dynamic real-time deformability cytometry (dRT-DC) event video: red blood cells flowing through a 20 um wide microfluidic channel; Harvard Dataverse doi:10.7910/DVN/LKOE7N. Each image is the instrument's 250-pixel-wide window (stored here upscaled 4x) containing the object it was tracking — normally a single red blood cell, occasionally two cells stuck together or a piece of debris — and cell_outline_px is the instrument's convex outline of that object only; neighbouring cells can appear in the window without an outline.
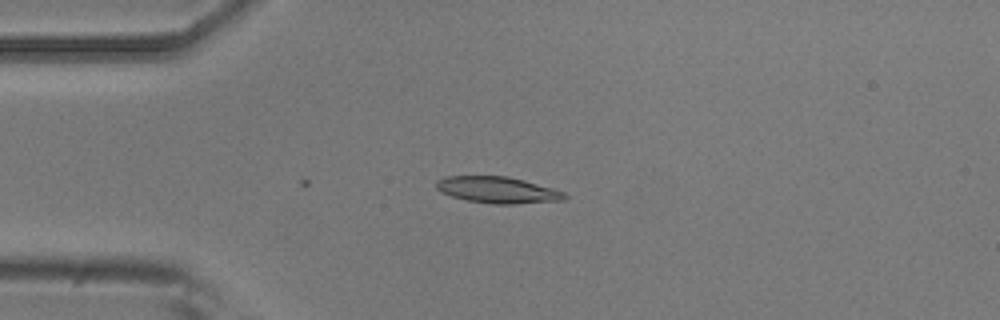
{"species": "common noctule bat (a hibernating species)", "species_latin": "Nyctalus noctula", "temperature_condition": "room temperature", "stored_images_in_passage": 6, "camera_frame_rate_fps": 3000, "um_per_image_px": 0.085, "animal": {"sex": "male", "body_mass_g": 20.5, "forearm_length_mm": 52.5}, "frame": {"image": 1, "passage_image": 4, "time_ms": 4.0, "image_size_px": [1000, 320], "cell_outline_px": [[568, 196], [564, 200], [512, 204], [492, 204], [468, 200], [452, 196], [440, 192], [436, 188], [436, 180], [444, 176], [508, 176], [524, 180], [552, 188], [564, 192]], "centroid_in_image_um": [42.28, 16.14], "position_along_channel_um": 42.7, "area_um2": 19.77}}
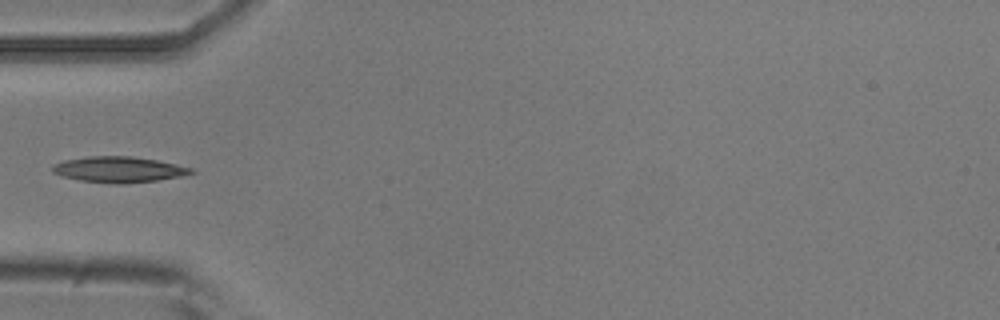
{"frame": {"image": 2, "passage_image": 5, "time_ms": 5.333, "image_size_px": [1000, 320], "cell_outline_px": [[196, 172], [180, 176], [156, 180], [124, 184], [112, 184], [80, 180], [60, 176], [52, 172], [52, 168], [56, 164], [64, 160], [88, 156], [132, 156], [156, 160], [176, 164], [192, 168]], "centroid_in_image_um": [10.08, 14.41], "position_along_channel_um": 74.9, "area_um2": 20.81}}
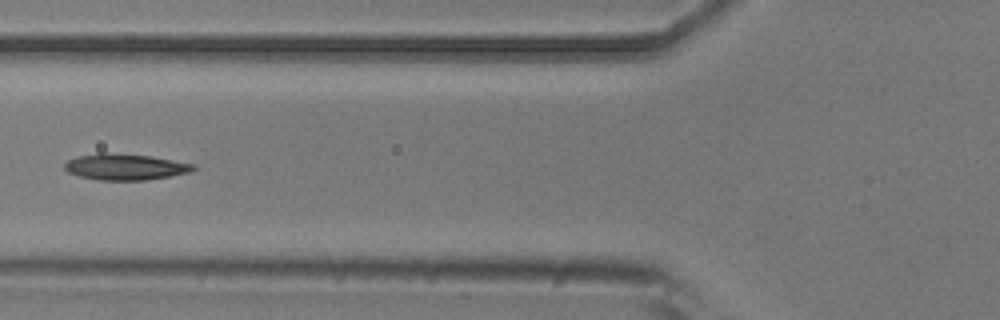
{"frame": {"image": 3, "passage_image": 6, "time_ms": 6.333, "image_size_px": [1000, 320], "cell_outline_px": [[196, 168], [192, 172], [148, 180], [100, 180], [80, 176], [68, 172], [64, 168], [64, 164], [68, 160], [76, 156], [100, 152], [104, 152], [148, 156], [192, 164]], "centroid_in_image_um": [10.6, 14.19], "position_along_channel_um": 115.2, "area_um2": 19.48}}